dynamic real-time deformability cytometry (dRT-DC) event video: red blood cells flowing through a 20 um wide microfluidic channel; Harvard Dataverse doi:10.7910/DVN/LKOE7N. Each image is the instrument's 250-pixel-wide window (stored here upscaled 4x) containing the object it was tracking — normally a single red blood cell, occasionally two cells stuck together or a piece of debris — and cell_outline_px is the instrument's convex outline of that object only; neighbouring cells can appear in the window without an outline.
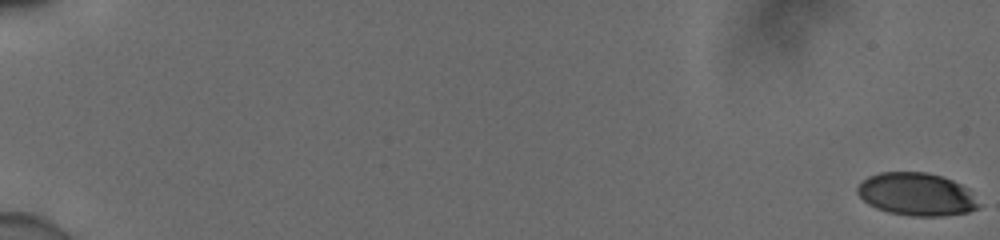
{"species": "human", "species_latin": "Homo sapiens", "temperature_condition": "cold", "stored_images_in_passage": 57, "camera_frame_rate_fps": 3000, "um_per_image_px": 0.085, "donor": {"sex": "male"}, "frame": {"image": 1, "passage_image": 1, "time_ms": 0.0, "image_size_px": [1000, 240], "cell_outline_px": [[980, 208], [968, 212], [944, 216], [912, 216], [888, 212], [876, 208], [868, 204], [856, 192], [856, 188], [868, 176], [880, 172], [928, 172], [944, 176], [968, 188], [980, 204]], "centroid_in_image_um": [77.93, 16.51], "position_along_channel_um": 7.1, "area_um2": 30.46}}
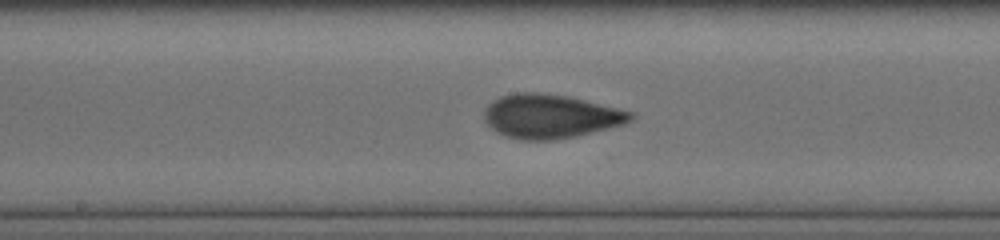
{"frame": {"image": 2, "passage_image": 33, "time_ms": 10.667, "image_size_px": [1000, 240], "cell_outline_px": [[636, 116], [632, 120], [624, 124], [576, 136], [556, 140], [520, 140], [504, 136], [496, 132], [484, 120], [484, 112], [488, 104], [492, 100], [500, 96], [516, 92], [536, 92], [568, 96], [632, 112]], "centroid_in_image_um": [46.75, 9.89], "position_along_channel_um": 201.4, "area_um2": 37.51}}
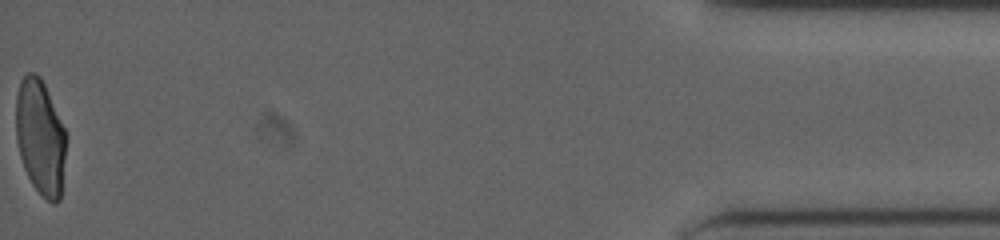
{"frame": {"image": 3, "passage_image": 57, "time_ms": 18.667, "image_size_px": [1000, 240], "cell_outline_px": [[68, 136], [60, 200], [56, 204], [52, 204], [32, 184], [24, 168], [20, 156], [16, 140], [16, 96], [20, 80], [28, 72], [36, 72], [40, 76], [44, 84]], "centroid_in_image_um": [3.44, 11.66], "position_along_channel_um": 431.8, "area_um2": 33.99}, "authors_computed_cell_mechanics": {"area_um2": 34.8534, "velocity_mm_per_s": 3.9078, "shape_relaxation_time_tau1_ms": 6.5559, "shape_relaxation_time_tau2_ms": 0.778, "deformation_change_tau1": 0.2069, "deformation_change_tau2": 0.0632}}